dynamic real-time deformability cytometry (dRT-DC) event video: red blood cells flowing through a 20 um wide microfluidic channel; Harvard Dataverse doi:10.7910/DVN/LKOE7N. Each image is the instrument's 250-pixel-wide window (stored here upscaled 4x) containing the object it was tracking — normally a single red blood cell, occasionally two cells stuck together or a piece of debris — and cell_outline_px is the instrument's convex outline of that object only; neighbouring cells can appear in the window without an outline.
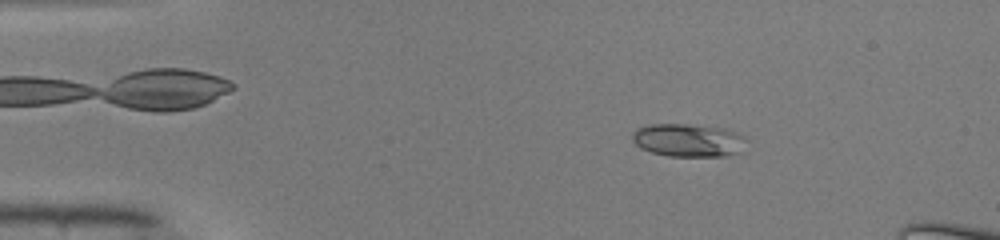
{"species": "common noctule bat (a hibernating species)", "species_latin": "Nyctalus noctula", "temperature_condition": "warm", "stored_images_in_passage": 9, "camera_frame_rate_fps": 3000, "um_per_image_px": 0.085, "animal": {"sex": "male", "body_mass_g": 19.0, "forearm_length_mm": 50.8}, "frame": {"image": 1, "passage_image": 1, "time_ms": 0.0, "image_size_px": [1000, 240], "cell_outline_px": [[748, 140], [740, 152], [724, 156], [668, 156], [652, 152], [640, 148], [632, 140], [632, 132], [636, 128], [648, 124], [688, 124], [724, 128], [736, 132], [744, 136]], "centroid_in_image_um": [58.5, 11.91], "position_along_channel_um": 26.5, "area_um2": 22.2}}
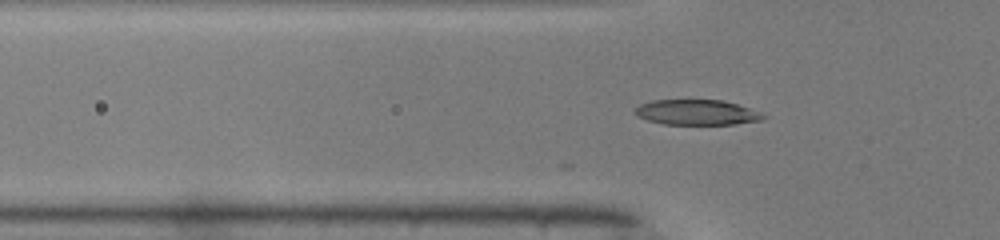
{"frame": {"image": 2, "passage_image": 9, "time_ms": 2.667, "image_size_px": [1000, 240], "cell_outline_px": [[764, 120], [736, 124], [664, 124], [648, 120], [636, 116], [636, 108], [640, 104], [652, 100], [724, 100], [760, 112], [764, 116]], "centroid_in_image_um": [59.23, 9.55], "position_along_channel_um": 66.6, "area_um2": 18.73}}